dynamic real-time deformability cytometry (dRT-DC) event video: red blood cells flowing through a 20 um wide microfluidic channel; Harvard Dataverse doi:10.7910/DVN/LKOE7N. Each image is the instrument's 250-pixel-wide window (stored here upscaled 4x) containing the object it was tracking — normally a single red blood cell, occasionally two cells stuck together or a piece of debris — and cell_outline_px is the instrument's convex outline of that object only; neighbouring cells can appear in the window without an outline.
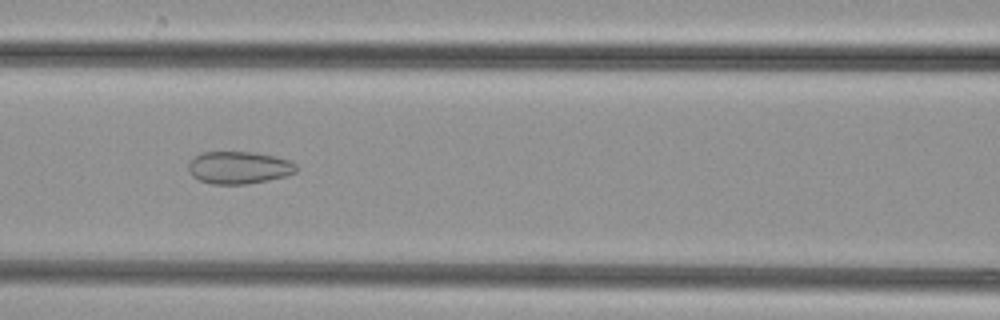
{"species": "common noctule bat (a hibernating species)", "species_latin": "Nyctalus noctula", "temperature_condition": "cold", "stored_images_in_passage": 45, "camera_frame_rate_fps": 3000, "um_per_image_px": 0.085, "animal": {"sex": "female", "body_mass_g": 29.2, "forearm_length_mm": 56.3}, "frame": {"image": 1, "passage_image": 22, "time_ms": 7.0, "image_size_px": [1000, 320], "cell_outline_px": [[296, 172], [288, 176], [248, 184], [212, 184], [200, 180], [192, 176], [188, 172], [188, 164], [200, 152], [252, 152], [292, 160], [296, 164]], "centroid_in_image_um": [20.32, 14.25], "position_along_channel_um": 146.3, "area_um2": 20.46}}
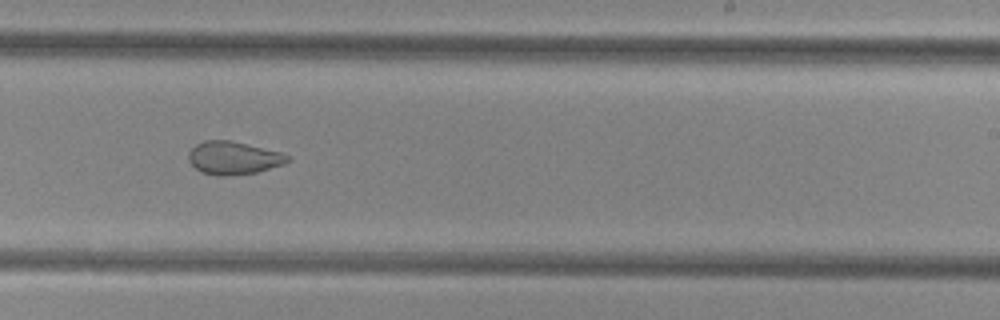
{"frame": {"image": 2, "passage_image": 31, "time_ms": 10.0, "image_size_px": [1000, 320], "cell_outline_px": [[292, 160], [284, 164], [256, 172], [224, 176], [216, 176], [200, 172], [188, 160], [188, 152], [196, 144], [204, 140], [232, 140], [280, 152], [292, 156]], "centroid_in_image_um": [19.85, 13.42], "position_along_channel_um": 269.1, "area_um2": 19.19}}
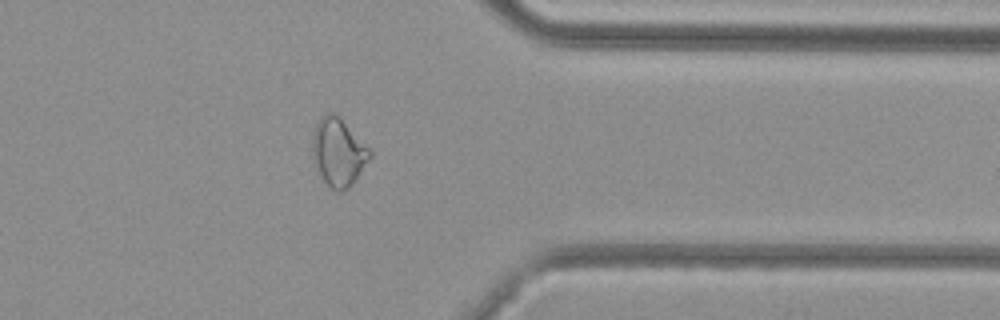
{"frame": {"image": 3, "passage_image": 40, "time_ms": 13.0, "image_size_px": [1000, 320], "cell_outline_px": [[372, 156], [356, 180], [348, 188], [340, 192], [336, 192], [324, 180], [312, 160], [312, 136], [316, 124], [320, 116], [324, 112], [336, 112], [340, 116], [372, 152]], "centroid_in_image_um": [28.75, 12.9], "position_along_channel_um": 382.7, "area_um2": 22.95}}